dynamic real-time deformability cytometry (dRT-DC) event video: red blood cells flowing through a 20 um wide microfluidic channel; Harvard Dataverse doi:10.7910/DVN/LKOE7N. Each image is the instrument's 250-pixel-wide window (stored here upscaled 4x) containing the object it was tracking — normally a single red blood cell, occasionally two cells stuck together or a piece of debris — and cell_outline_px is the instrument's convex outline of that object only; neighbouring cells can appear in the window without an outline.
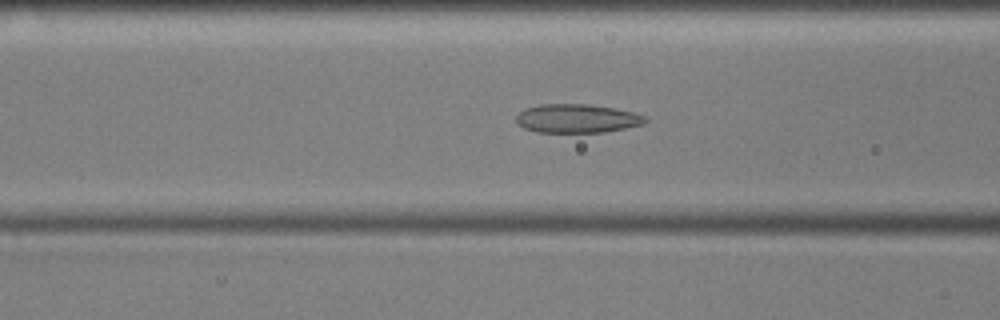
{"species": "common noctule bat (a hibernating species)", "species_latin": "Nyctalus noctula", "temperature_condition": "cold", "stored_images_in_passage": 34, "camera_frame_rate_fps": 3000, "um_per_image_px": 0.085, "animal": {"sex": "male", "body_mass_g": 17.9, "forearm_length_mm": 54.2}, "frame": {"image": 1, "passage_image": 13, "time_ms": 4.0, "image_size_px": [1000, 320], "cell_outline_px": [[648, 120], [644, 124], [604, 132], [536, 132], [524, 128], [516, 120], [516, 116], [524, 108], [540, 104], [588, 104], [616, 108], [632, 112], [644, 116]], "centroid_in_image_um": [49.04, 10.06], "position_along_channel_um": 117.6, "area_um2": 21.56}}
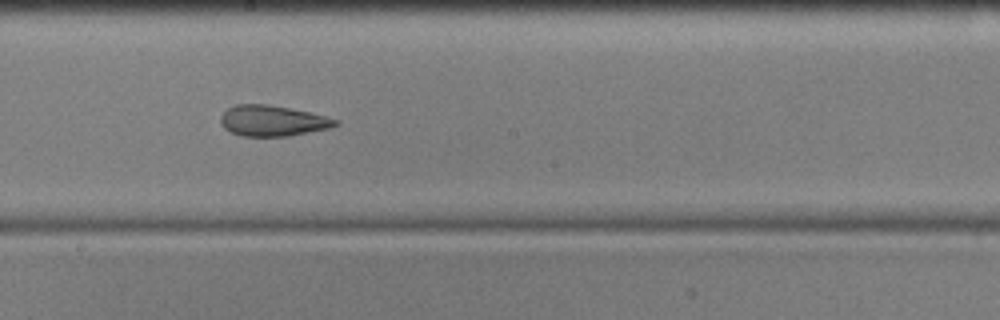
{"frame": {"image": 2, "passage_image": 22, "time_ms": 7.0, "image_size_px": [1000, 320], "cell_outline_px": [[340, 124], [328, 128], [288, 136], [240, 136], [224, 128], [220, 124], [220, 116], [228, 108], [236, 104], [268, 104], [308, 112], [340, 120]], "centroid_in_image_um": [23.14, 10.26], "position_along_channel_um": 225.1, "area_um2": 20.46}}
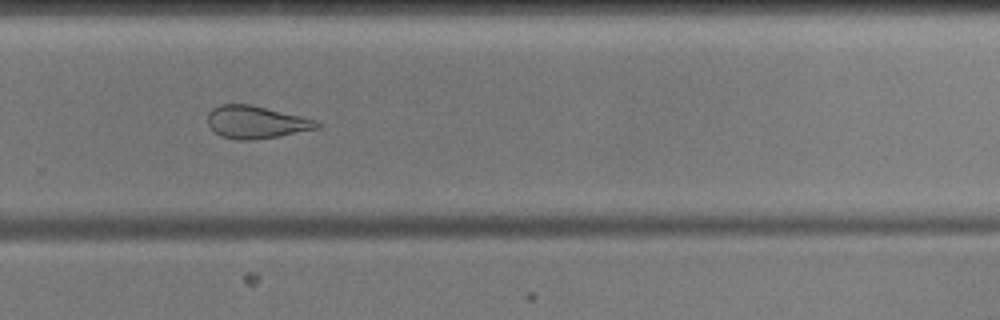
{"frame": {"image": 3, "passage_image": 29, "time_ms": 9.333, "image_size_px": [1000, 320], "cell_outline_px": [[320, 128], [256, 140], [236, 140], [220, 136], [208, 124], [208, 112], [212, 108], [220, 104], [248, 104], [304, 116], [320, 120]], "centroid_in_image_um": [21.8, 10.38], "position_along_channel_um": 308.0, "area_um2": 20.92}, "authors_computed_cell_mechanics": {"area_um2": 21.0103, "velocity_mm_per_s": 3.587, "shape_relaxation_time_tau1_ms": null, "shape_relaxation_time_tau2_ms": 3.2519, "deformation_change_tau1": null, "deformation_change_tau2": 0.1174}}